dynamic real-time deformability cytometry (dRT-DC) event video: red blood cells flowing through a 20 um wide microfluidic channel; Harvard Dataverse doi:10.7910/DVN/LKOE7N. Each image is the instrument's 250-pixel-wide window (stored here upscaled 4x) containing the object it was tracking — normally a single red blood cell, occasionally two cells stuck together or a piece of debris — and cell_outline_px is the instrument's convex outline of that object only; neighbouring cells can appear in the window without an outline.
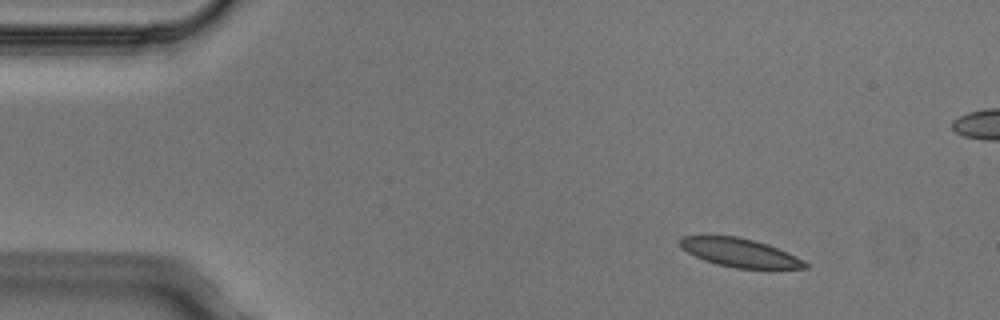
{"species": "Egyptian fruit bat (a non-hibernating species)", "species_latin": "Rousettus aegyptiacus", "temperature_condition": "cold", "stored_images_in_passage": 5, "segment_of_instrument_passage": [1, 2], "camera_frame_rate_fps": 3000, "um_per_image_px": 0.085, "animal": {"sex": "male"}, "frame": {"image": 1, "passage_image": 2, "time_ms": 0.333, "image_size_px": [1000, 320], "cell_outline_px": [[808, 268], [736, 268], [716, 264], [704, 260], [680, 248], [680, 236], [736, 236], [768, 244], [796, 256], [804, 260], [808, 264]], "centroid_in_image_um": [62.87, 21.48], "position_along_channel_um": 22.1, "area_um2": 20.58}}